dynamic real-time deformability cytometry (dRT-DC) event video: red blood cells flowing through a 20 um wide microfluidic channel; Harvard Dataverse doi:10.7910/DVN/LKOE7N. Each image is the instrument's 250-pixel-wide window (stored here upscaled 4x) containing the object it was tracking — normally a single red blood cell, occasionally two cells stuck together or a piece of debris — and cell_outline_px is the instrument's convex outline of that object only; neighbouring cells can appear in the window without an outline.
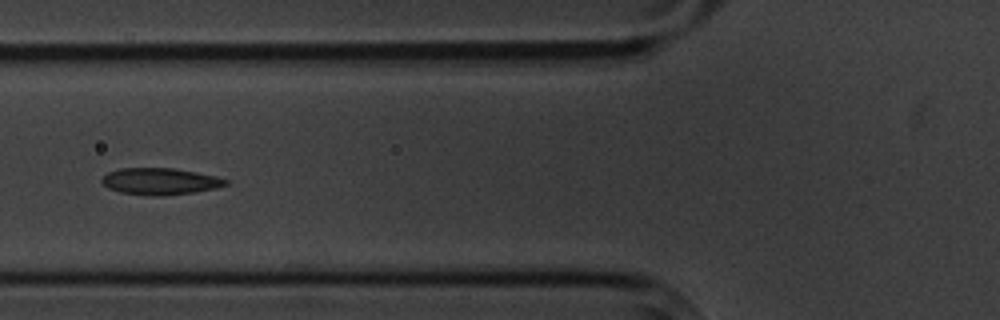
{"species": "common noctule bat (a hibernating species)", "species_latin": "Nyctalus noctula", "temperature_condition": "cold", "stored_images_in_passage": 9, "camera_frame_rate_fps": 3000, "um_per_image_px": 0.085, "animal": {"sex": "male", "body_mass_g": 20.1, "forearm_length_mm": 53.5}, "frame": {"image": 1, "passage_image": 7, "time_ms": 7.0, "image_size_px": [1000, 320], "cell_outline_px": [[228, 184], [216, 188], [196, 192], [164, 196], [148, 196], [120, 192], [108, 188], [100, 180], [108, 172], [120, 168], [172, 168], [196, 172], [216, 176], [228, 180]], "centroid_in_image_um": [13.61, 15.42], "position_along_channel_um": 112.2, "area_um2": 19.36}}
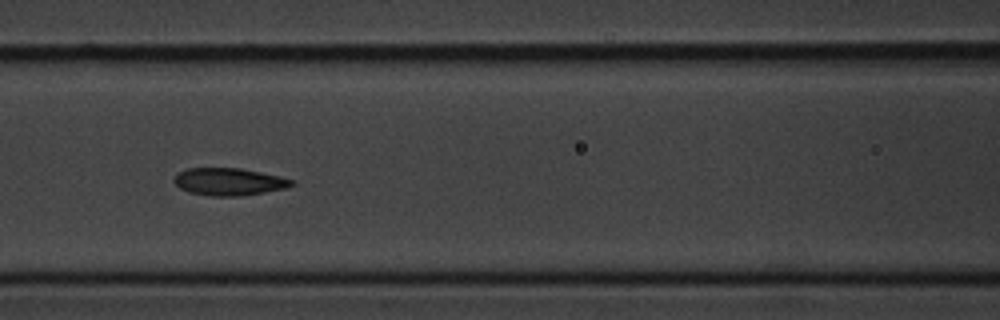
{"frame": {"image": 2, "passage_image": 8, "time_ms": 8.0, "image_size_px": [1000, 320], "cell_outline_px": [[296, 184], [288, 188], [240, 196], [212, 196], [188, 192], [180, 188], [172, 180], [180, 172], [188, 168], [240, 168], [280, 176], [296, 180]], "centroid_in_image_um": [19.52, 15.45], "position_along_channel_um": 147.1, "area_um2": 18.84}}
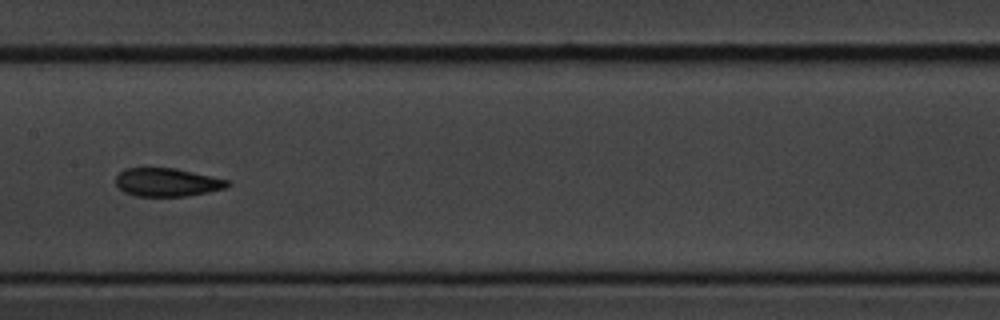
{"frame": {"image": 3, "passage_image": 9, "time_ms": 9.333, "image_size_px": [1000, 320], "cell_outline_px": [[232, 184], [228, 188], [208, 192], [184, 196], [136, 196], [124, 192], [116, 184], [116, 176], [124, 168], [176, 168], [228, 180]], "centroid_in_image_um": [14.22, 15.49], "position_along_channel_um": 193.2, "area_um2": 18.44}}